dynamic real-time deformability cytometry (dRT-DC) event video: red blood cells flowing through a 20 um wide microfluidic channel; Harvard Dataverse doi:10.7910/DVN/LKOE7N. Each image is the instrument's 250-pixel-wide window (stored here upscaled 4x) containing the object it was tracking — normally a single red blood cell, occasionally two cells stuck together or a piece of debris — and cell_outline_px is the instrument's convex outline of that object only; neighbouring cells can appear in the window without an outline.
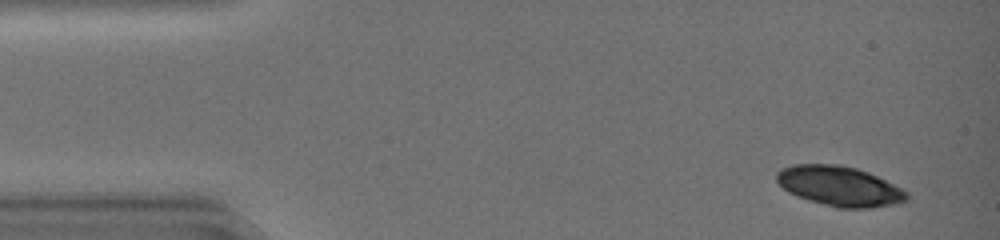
{"species": "common noctule bat (a hibernating species)", "species_latin": "Nyctalus noctula", "temperature_condition": "warm", "stored_images_in_passage": 44, "camera_frame_rate_fps": 3000, "um_per_image_px": 0.085, "animal": {"sex": "female", "body_mass_g": 19.0, "forearm_length_mm": 51.5}, "frame": {"image": 1, "passage_image": 3, "time_ms": 0.667, "image_size_px": [1000, 240], "cell_outline_px": [[908, 200], [896, 204], [872, 208], [836, 208], [808, 200], [796, 196], [788, 192], [776, 180], [776, 172], [792, 164], [840, 164], [856, 168], [868, 172], [908, 192]], "centroid_in_image_um": [71.35, 15.83], "position_along_channel_um": 13.7, "area_um2": 30.29}}
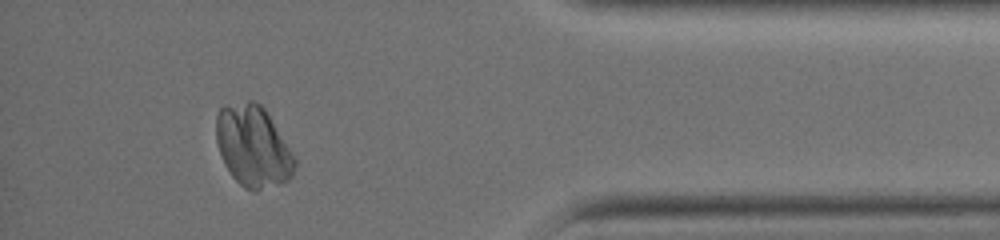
{"frame": {"image": 2, "passage_image": 39, "time_ms": 12.667, "image_size_px": [1000, 240], "cell_outline_px": [[296, 164], [292, 176], [288, 180], [280, 184], [256, 192], [252, 192], [244, 188], [232, 176], [224, 164], [216, 140], [216, 116], [220, 108], [224, 104], [248, 100], [252, 100], [260, 104], [264, 108], [296, 160]], "centroid_in_image_um": [21.48, 12.45], "position_along_channel_um": 413.7, "area_um2": 37.28}}